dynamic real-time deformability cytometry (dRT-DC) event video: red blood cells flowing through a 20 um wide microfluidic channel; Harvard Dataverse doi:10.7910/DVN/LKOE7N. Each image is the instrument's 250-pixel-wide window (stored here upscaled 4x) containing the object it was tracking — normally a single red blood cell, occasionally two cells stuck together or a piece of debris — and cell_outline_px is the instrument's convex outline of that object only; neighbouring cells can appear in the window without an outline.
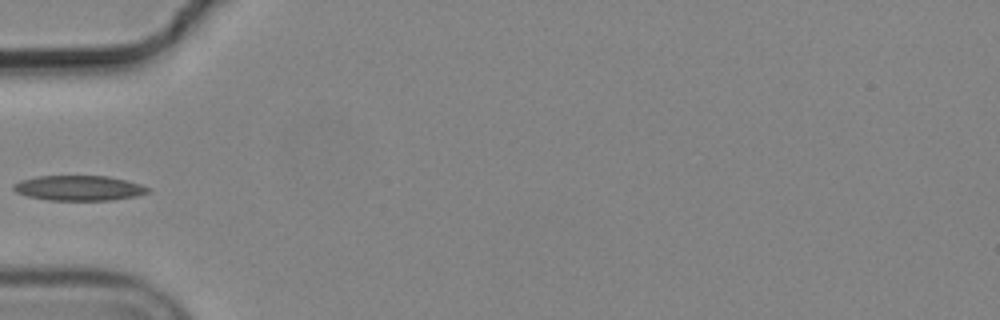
{"species": "common noctule bat (a hibernating species)", "species_latin": "Nyctalus noctula", "temperature_condition": "cold", "stored_images_in_passage": 2, "camera_frame_rate_fps": 3000, "um_per_image_px": 0.085, "animal": {"sex": "male", "body_mass_g": 19.2, "forearm_length_mm": 51.8}, "frame": {"image": 1, "passage_image": 1, "time_ms": 0.0, "image_size_px": [1000, 320], "cell_outline_px": [[152, 192], [136, 196], [112, 200], [48, 200], [28, 196], [16, 192], [12, 188], [12, 184], [20, 180], [36, 176], [108, 176], [140, 184], [148, 188]], "centroid_in_image_um": [6.69, 15.98], "position_along_channel_um": 78.3, "area_um2": 19.65}}
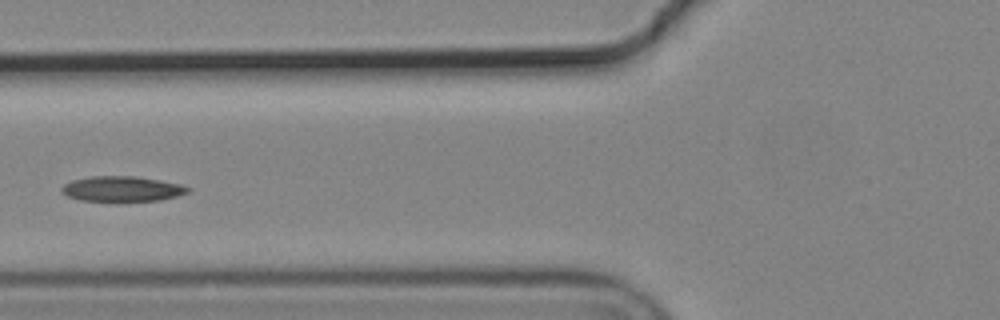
{"frame": {"image": 2, "passage_image": 2, "time_ms": 0.333, "image_size_px": [1000, 320], "cell_outline_px": [[192, 188], [188, 192], [176, 196], [160, 200], [120, 204], [80, 200], [68, 196], [60, 192], [60, 188], [64, 184], [72, 180], [92, 176], [136, 176], [160, 180], [180, 184]], "centroid_in_image_um": [10.35, 16.1], "position_along_channel_um": 115.4, "area_um2": 19.48}}